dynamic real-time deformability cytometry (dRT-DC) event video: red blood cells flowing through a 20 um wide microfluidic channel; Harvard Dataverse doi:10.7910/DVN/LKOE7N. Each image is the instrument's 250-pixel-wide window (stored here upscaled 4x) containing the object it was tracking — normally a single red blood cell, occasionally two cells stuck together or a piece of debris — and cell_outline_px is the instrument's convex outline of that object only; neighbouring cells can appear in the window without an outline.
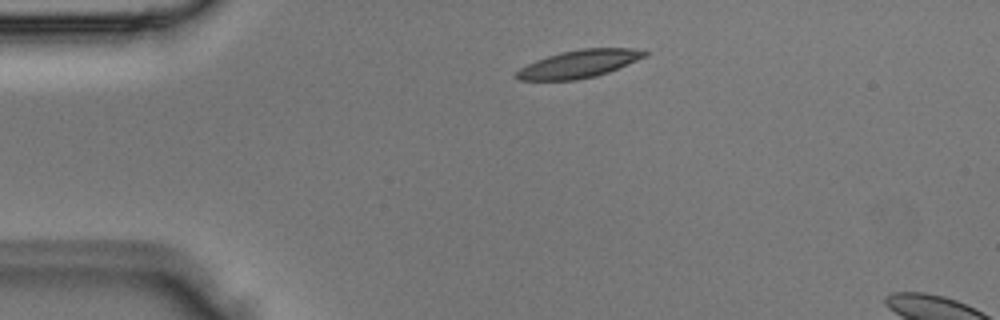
{"species": "Egyptian fruit bat (a non-hibernating species)", "species_latin": "Rousettus aegyptiacus", "temperature_condition": "room temperature", "stored_images_in_passage": 3, "segment_of_instrument_passage": [1, 2], "camera_frame_rate_fps": 3000, "um_per_image_px": 0.085, "animal": {"sex": "male"}, "frame": {"image": 1, "passage_image": 1, "time_ms": 0.0, "image_size_px": [1000, 320], "cell_outline_px": [[648, 56], [608, 72], [596, 76], [576, 80], [516, 80], [512, 76], [520, 68], [536, 60], [560, 52], [580, 48], [628, 48], [648, 52]], "centroid_in_image_um": [49.18, 5.44], "position_along_channel_um": 35.8, "area_um2": 20.75}}